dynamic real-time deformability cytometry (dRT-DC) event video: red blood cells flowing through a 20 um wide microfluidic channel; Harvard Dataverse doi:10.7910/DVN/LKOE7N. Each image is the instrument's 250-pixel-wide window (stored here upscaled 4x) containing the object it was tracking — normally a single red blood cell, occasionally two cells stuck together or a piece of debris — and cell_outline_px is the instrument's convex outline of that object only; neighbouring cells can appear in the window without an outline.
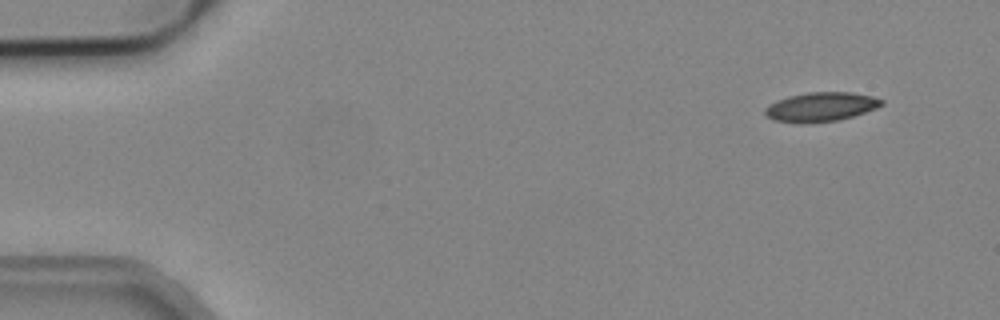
{"species": "common noctule bat (a hibernating species)", "species_latin": "Nyctalus noctula", "temperature_condition": "cold", "stored_images_in_passage": 6, "segment_of_instrument_passage": [2, 2], "camera_frame_rate_fps": 3000, "um_per_image_px": 0.085, "animal": {"sex": "male", "body_mass_g": 19.2, "forearm_length_mm": 51.8}, "frame": {"image": 1, "passage_image": 6, "time_ms": 1.667, "image_size_px": [1000, 320], "cell_outline_px": [[884, 104], [876, 108], [852, 116], [836, 120], [772, 120], [764, 112], [764, 108], [768, 104], [776, 100], [788, 96], [808, 92], [852, 92], [872, 96], [884, 100]], "centroid_in_image_um": [69.81, 9.02], "position_along_channel_um": 15.2, "area_um2": 19.02}}